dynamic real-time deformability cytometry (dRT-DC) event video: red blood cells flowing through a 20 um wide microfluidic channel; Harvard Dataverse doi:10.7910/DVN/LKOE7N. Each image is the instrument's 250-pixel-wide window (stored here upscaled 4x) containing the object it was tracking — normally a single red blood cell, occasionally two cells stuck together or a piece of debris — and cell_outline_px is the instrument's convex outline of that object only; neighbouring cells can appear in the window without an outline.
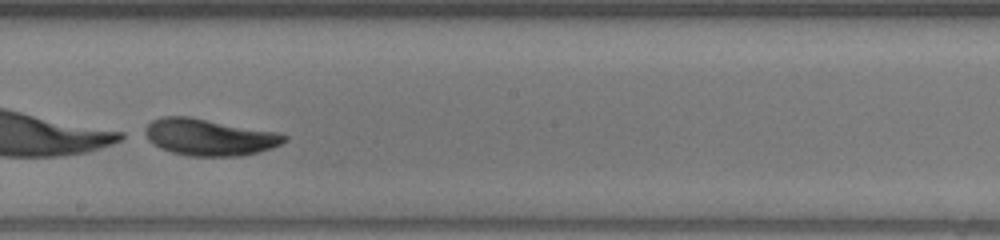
{"species": "human", "species_latin": "Homo sapiens", "temperature_condition": "warm", "stored_images_in_passage": 26, "camera_frame_rate_fps": 3000, "um_per_image_px": 0.085, "donor": {"sex": "male"}, "frame": {"image": 1, "passage_image": 14, "time_ms": 4.333, "image_size_px": [1000, 240], "cell_outline_px": [[288, 140], [272, 148], [240, 156], [188, 156], [172, 152], [160, 148], [152, 144], [140, 132], [152, 120], [160, 116], [188, 116], [280, 132], [288, 136]], "centroid_in_image_um": [17.75, 11.65], "position_along_channel_um": 230.4, "area_um2": 30.23}}
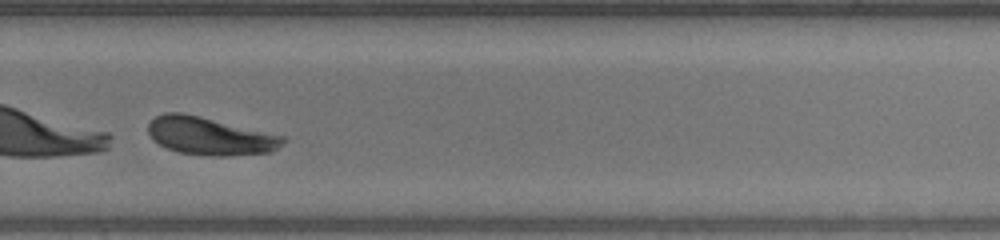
{"frame": {"image": 2, "passage_image": 20, "time_ms": 6.333, "image_size_px": [1000, 240], "cell_outline_px": [[288, 140], [272, 152], [232, 156], [208, 156], [180, 152], [168, 148], [152, 140], [148, 132], [148, 124], [156, 116], [164, 112], [180, 112], [200, 116], [284, 136]], "centroid_in_image_um": [17.86, 11.57], "position_along_channel_um": 311.9, "area_um2": 29.77}}
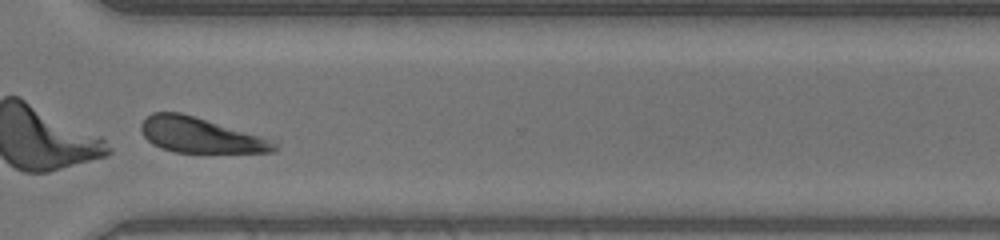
{"frame": {"image": 3, "passage_image": 23, "time_ms": 7.333, "image_size_px": [1000, 240], "cell_outline_px": [[280, 148], [276, 152], [172, 152], [160, 148], [152, 144], [140, 132], [140, 124], [152, 112], [180, 112], [280, 140]], "centroid_in_image_um": [17.14, 11.5], "position_along_channel_um": 353.5, "area_um2": 28.03}}